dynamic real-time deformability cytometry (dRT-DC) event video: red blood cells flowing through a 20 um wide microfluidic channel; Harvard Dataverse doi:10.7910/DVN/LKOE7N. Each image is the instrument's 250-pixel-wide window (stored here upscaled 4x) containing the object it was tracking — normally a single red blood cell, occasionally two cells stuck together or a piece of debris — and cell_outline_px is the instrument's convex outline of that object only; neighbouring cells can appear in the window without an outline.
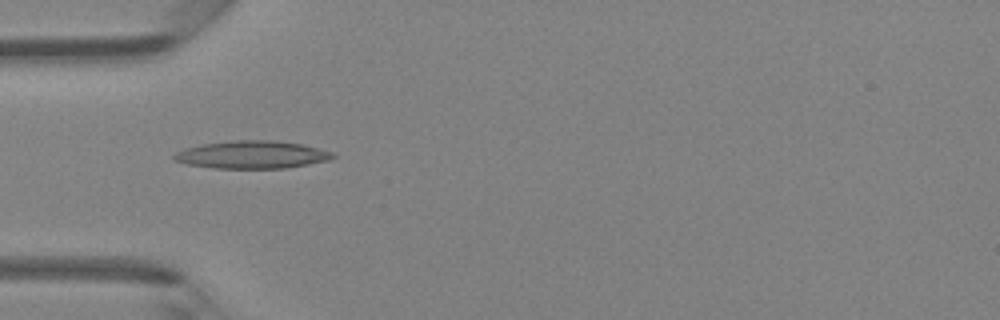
{"species": "Egyptian fruit bat (a non-hibernating species)", "species_latin": "Rousettus aegyptiacus", "temperature_condition": "room temperature", "stored_images_in_passage": 12, "camera_frame_rate_fps": 3000, "um_per_image_px": 0.085, "animal": {"sex": "female"}, "frame": {"image": 1, "passage_image": 1, "time_ms": 0.0, "image_size_px": [1000, 320], "cell_outline_px": [[336, 156], [328, 160], [308, 164], [284, 168], [212, 168], [188, 164], [172, 160], [172, 156], [176, 152], [184, 148], [204, 144], [236, 140], [272, 140], [300, 144], [332, 152]], "centroid_in_image_um": [21.37, 13.15], "position_along_channel_um": 63.6, "area_um2": 25.37}}
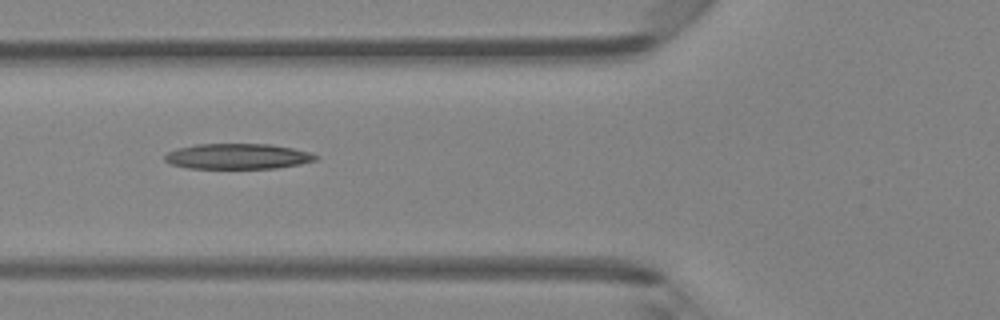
{"frame": {"image": 2, "passage_image": 4, "time_ms": 1.0, "image_size_px": [1000, 320], "cell_outline_px": [[320, 156], [316, 160], [300, 164], [276, 168], [188, 168], [172, 164], [164, 160], [164, 156], [168, 152], [176, 148], [196, 144], [272, 144], [292, 148], [308, 152]], "centroid_in_image_um": [20.2, 13.28], "position_along_channel_um": 105.6, "area_um2": 22.37}}
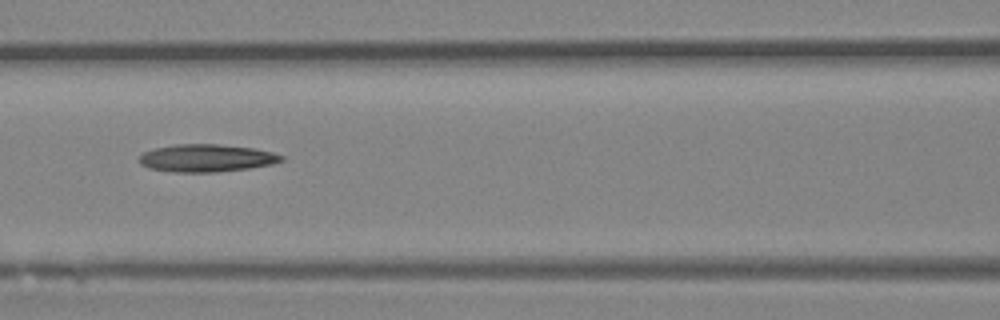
{"frame": {"image": 3, "passage_image": 7, "time_ms": 2.0, "image_size_px": [1000, 320], "cell_outline_px": [[284, 160], [272, 164], [248, 168], [216, 172], [176, 172], [148, 168], [140, 164], [140, 156], [144, 152], [156, 148], [176, 144], [216, 144], [252, 148], [272, 152], [284, 156]], "centroid_in_image_um": [17.55, 13.44], "position_along_channel_um": 149.0, "area_um2": 22.66}}